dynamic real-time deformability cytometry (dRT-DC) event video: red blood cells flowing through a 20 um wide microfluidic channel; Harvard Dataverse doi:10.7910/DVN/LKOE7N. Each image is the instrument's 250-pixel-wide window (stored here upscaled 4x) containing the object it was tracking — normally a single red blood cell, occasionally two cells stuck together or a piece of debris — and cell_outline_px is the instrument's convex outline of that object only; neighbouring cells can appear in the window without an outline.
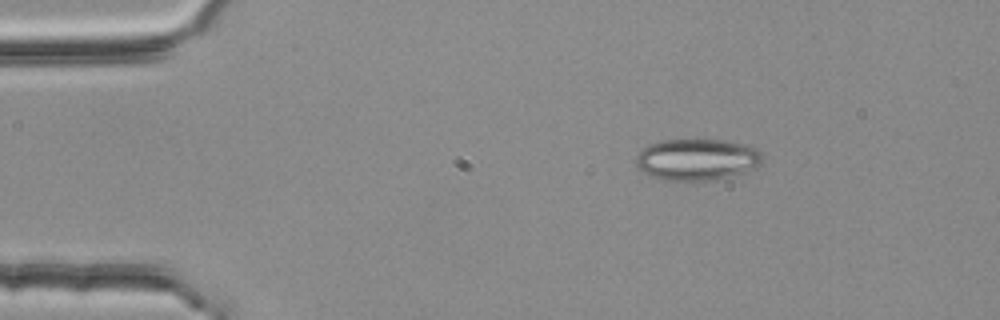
{"species": "common noctule bat (a hibernating species)", "species_latin": "Nyctalus noctula", "temperature_condition": "room temperature", "stored_images_in_passage": 6, "camera_frame_rate_fps": 3000, "um_per_image_px": 0.085, "animal": {"sex": "female", "body_mass_g": 25.1}, "frame": {"image": 1, "passage_image": 2, "time_ms": 0.333, "image_size_px": [1000, 320], "cell_outline_px": [[760, 164], [752, 168], [716, 180], [668, 180], [652, 176], [644, 172], [636, 164], [636, 156], [648, 144], [660, 140], [724, 140], [756, 148], [760, 152]], "centroid_in_image_um": [59.19, 13.55], "position_along_channel_um": 25.8, "area_um2": 29.94}}
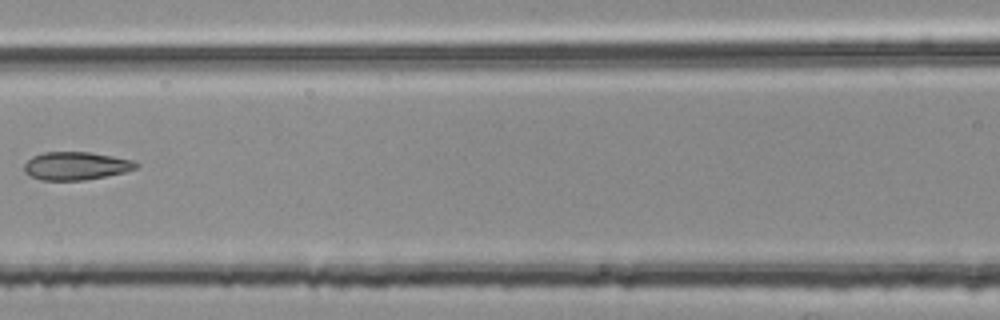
{"frame": {"image": 2, "passage_image": 6, "time_ms": 1.667, "image_size_px": [1000, 320], "cell_outline_px": [[140, 164], [136, 168], [124, 172], [84, 180], [40, 180], [24, 172], [24, 164], [32, 156], [44, 152], [88, 152], [136, 160]], "centroid_in_image_um": [6.46, 14.09], "position_along_channel_um": 160.1, "area_um2": 18.26}}